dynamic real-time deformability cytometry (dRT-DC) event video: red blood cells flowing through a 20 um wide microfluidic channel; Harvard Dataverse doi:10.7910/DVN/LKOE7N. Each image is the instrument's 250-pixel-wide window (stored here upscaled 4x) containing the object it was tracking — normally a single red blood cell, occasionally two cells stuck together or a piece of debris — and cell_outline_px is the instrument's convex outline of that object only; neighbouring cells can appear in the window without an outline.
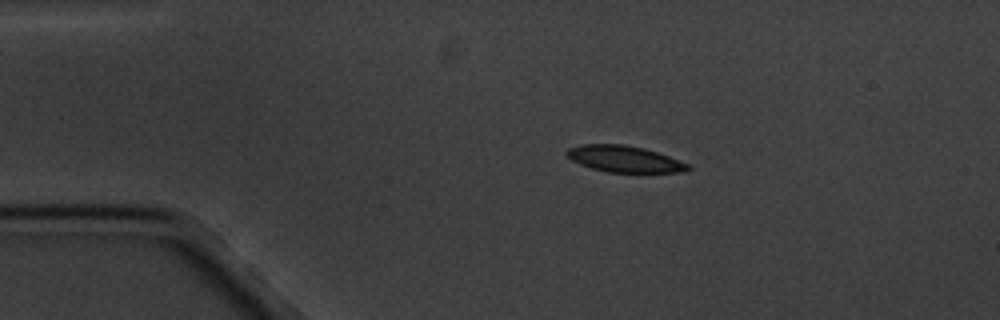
{"species": "common noctule bat (a hibernating species)", "species_latin": "Nyctalus noctula", "temperature_condition": "cold", "stored_images_in_passage": 3, "camera_frame_rate_fps": 3000, "um_per_image_px": 0.085, "animal": {"sex": "male", "body_mass_g": 20.1, "forearm_length_mm": 53.5}, "frame": {"image": 1, "passage_image": 2, "time_ms": 1.0, "image_size_px": [1000, 320], "cell_outline_px": [[692, 168], [680, 172], [608, 172], [592, 168], [580, 164], [572, 160], [564, 152], [568, 148], [580, 144], [624, 144], [644, 148], [668, 156], [688, 164]], "centroid_in_image_um": [53.03, 13.5], "position_along_channel_um": 32.0, "area_um2": 18.5}}